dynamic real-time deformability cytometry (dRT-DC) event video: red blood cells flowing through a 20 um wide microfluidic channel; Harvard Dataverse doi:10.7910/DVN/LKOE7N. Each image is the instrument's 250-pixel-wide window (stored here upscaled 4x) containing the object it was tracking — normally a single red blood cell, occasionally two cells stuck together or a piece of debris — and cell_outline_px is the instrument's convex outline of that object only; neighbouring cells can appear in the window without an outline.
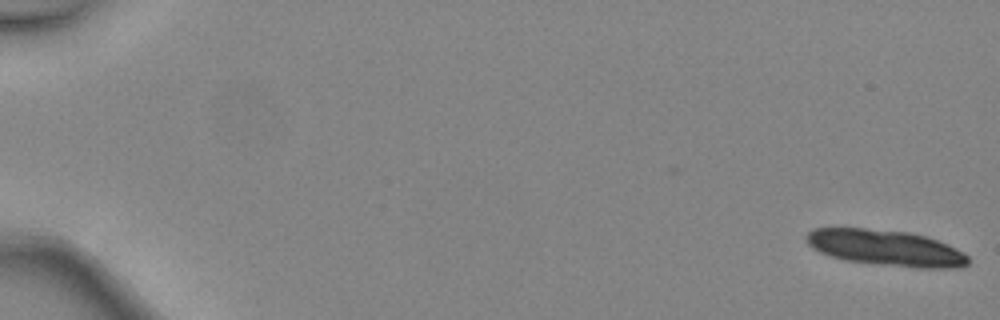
{"species": "common noctule bat (a hibernating species)", "species_latin": "Nyctalus noctula", "temperature_condition": "warm", "stored_images_in_passage": 16, "camera_frame_rate_fps": 3000, "um_per_image_px": 0.085, "animal": {"sex": "female", "body_mass_g": 24.6, "forearm_length_mm": 56.2}, "frame": {"image": 1, "passage_image": 1, "time_ms": 0.0, "image_size_px": [1000, 320], "cell_outline_px": [[968, 264], [960, 268], [916, 268], [880, 264], [848, 260], [832, 256], [820, 252], [812, 248], [804, 240], [804, 236], [812, 228], [864, 228], [908, 232], [928, 236], [948, 244], [964, 252], [968, 256]], "centroid_in_image_um": [75.31, 21.06], "position_along_channel_um": 9.7, "area_um2": 34.04}}